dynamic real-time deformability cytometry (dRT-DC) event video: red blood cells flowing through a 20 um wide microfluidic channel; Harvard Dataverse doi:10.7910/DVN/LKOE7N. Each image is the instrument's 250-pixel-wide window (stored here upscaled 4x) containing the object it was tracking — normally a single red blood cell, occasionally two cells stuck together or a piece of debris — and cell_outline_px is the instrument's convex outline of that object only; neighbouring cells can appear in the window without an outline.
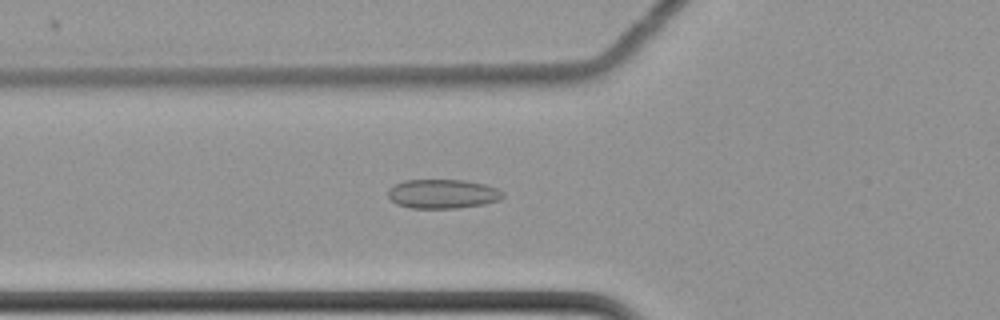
{"species": "common noctule bat (a hibernating species)", "species_latin": "Nyctalus noctula", "temperature_condition": "cold", "stored_images_in_passage": 62, "camera_frame_rate_fps": 3000, "um_per_image_px": 0.085, "animal": {"sex": "female", "body_mass_g": 22.7, "forearm_length_mm": 54.2}, "frame": {"image": 1, "passage_image": 25, "time_ms": 8.0, "image_size_px": [1000, 320], "cell_outline_px": [[504, 196], [500, 200], [484, 204], [456, 208], [412, 208], [396, 204], [388, 196], [388, 192], [396, 184], [404, 180], [464, 180], [484, 184], [496, 188], [504, 192]], "centroid_in_image_um": [37.66, 16.48], "position_along_channel_um": 88.1, "area_um2": 19.42}}
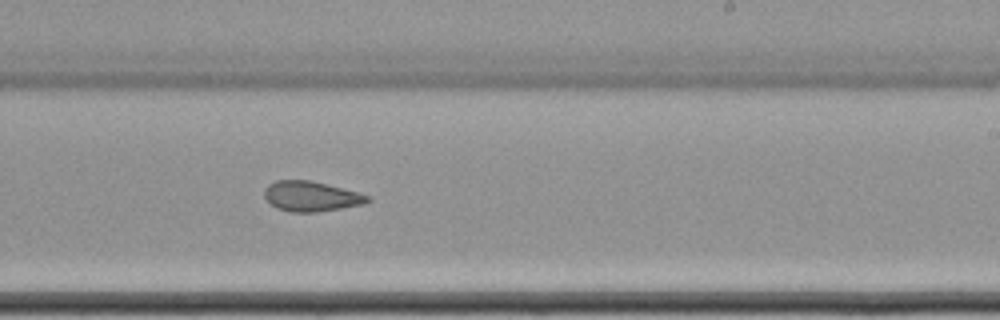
{"frame": {"image": 2, "passage_image": 40, "time_ms": 13.0, "image_size_px": [1000, 320], "cell_outline_px": [[372, 200], [364, 204], [316, 212], [292, 212], [276, 208], [264, 196], [264, 188], [268, 184], [276, 180], [308, 180], [372, 196]], "centroid_in_image_um": [26.43, 16.69], "position_along_channel_um": 262.6, "area_um2": 17.92}}
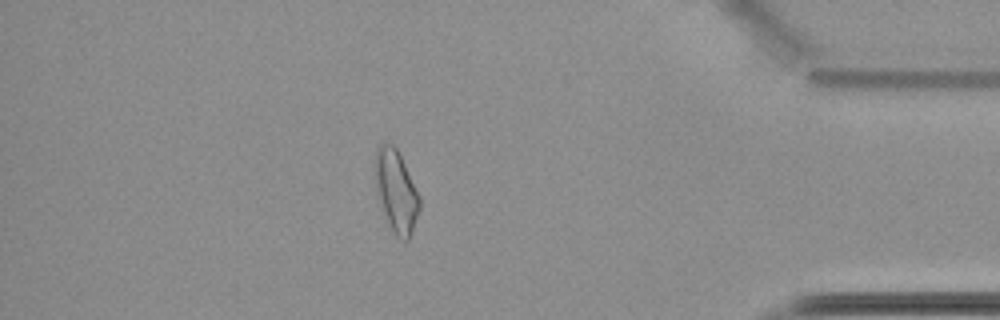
{"frame": {"image": 3, "passage_image": 55, "time_ms": 18.0, "image_size_px": [1000, 320], "cell_outline_px": [[420, 208], [412, 232], [408, 240], [404, 240], [396, 236], [388, 224], [380, 208], [376, 196], [376, 148], [384, 140], [392, 144], [396, 148], [420, 196]], "centroid_in_image_um": [33.66, 16.27], "position_along_channel_um": 401.5, "area_um2": 21.27}, "authors_computed_cell_mechanics": {"area_um2": 20.3456, "velocity_mm_per_s": 3.4871, "shape_relaxation_time_tau1_ms": null, "shape_relaxation_time_tau2_ms": 2.622, "deformation_change_tau1": null, "deformation_change_tau2": 0.0896}}